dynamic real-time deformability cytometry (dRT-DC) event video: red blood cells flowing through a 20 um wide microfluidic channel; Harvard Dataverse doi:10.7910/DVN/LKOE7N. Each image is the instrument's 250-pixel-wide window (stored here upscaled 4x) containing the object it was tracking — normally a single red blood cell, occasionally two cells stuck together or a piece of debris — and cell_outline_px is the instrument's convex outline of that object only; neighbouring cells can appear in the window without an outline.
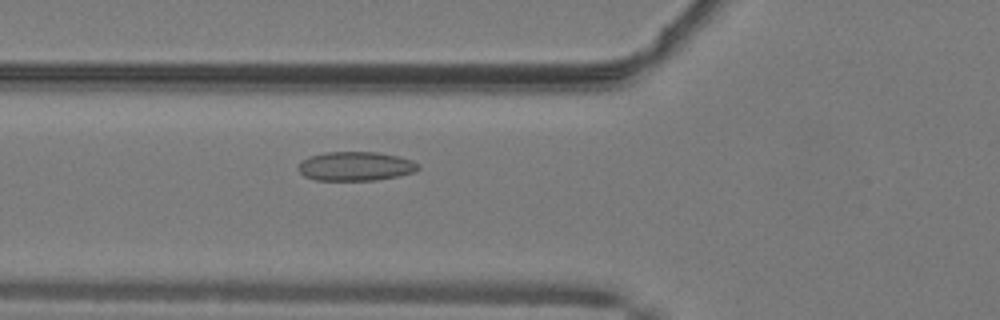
{"species": "common noctule bat (a hibernating species)", "species_latin": "Nyctalus noctula", "temperature_condition": "warm", "stored_images_in_passage": 43, "camera_frame_rate_fps": 3000, "um_per_image_px": 0.085, "animal": {"sex": "male", "body_mass_g": 19.2, "forearm_length_mm": 51.8}, "frame": {"image": 1, "passage_image": 11, "time_ms": 3.333, "image_size_px": [1000, 320], "cell_outline_px": [[420, 168], [412, 172], [396, 176], [376, 180], [316, 180], [304, 176], [296, 168], [308, 156], [324, 152], [376, 152], [400, 156], [412, 160], [420, 164]], "centroid_in_image_um": [30.22, 14.12], "position_along_channel_um": 95.6, "area_um2": 20.35}}
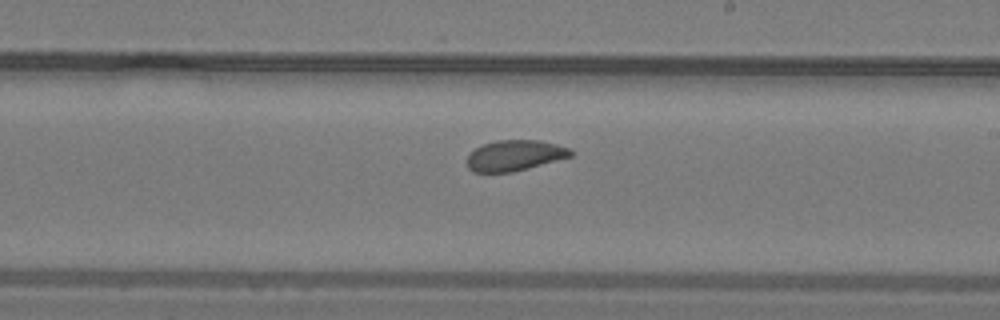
{"frame": {"image": 2, "passage_image": 22, "time_ms": 7.0, "image_size_px": [1000, 320], "cell_outline_px": [[576, 152], [572, 156], [528, 168], [512, 172], [472, 172], [468, 168], [468, 156], [476, 148], [484, 144], [496, 140], [540, 140], [556, 144], [568, 148]], "centroid_in_image_um": [43.78, 13.21], "position_along_channel_um": 245.2, "area_um2": 18.44}}
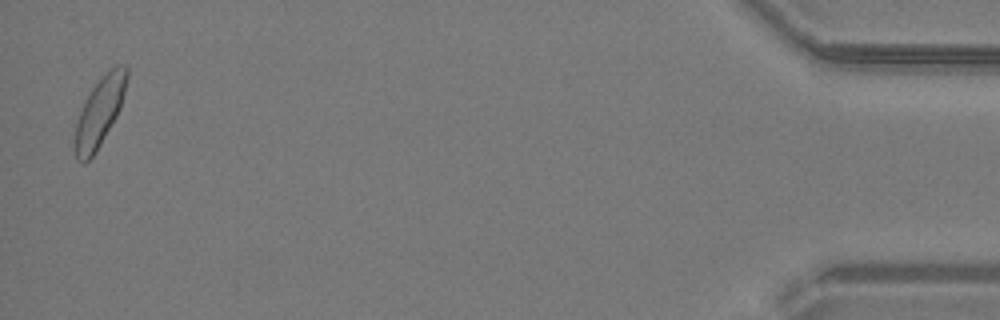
{"frame": {"image": 3, "passage_image": 42, "time_ms": 13.667, "image_size_px": [1000, 320], "cell_outline_px": [[128, 76], [120, 108], [116, 116], [96, 152], [84, 164], [76, 160], [76, 124], [84, 100], [92, 88], [116, 64], [128, 64]], "centroid_in_image_um": [8.49, 9.49], "position_along_channel_um": 426.7, "area_um2": 20.35}, "authors_computed_cell_mechanics": {"area_um2": 19.5942, "velocity_mm_per_s": 4.0641, "shape_relaxation_time_tau1_ms": 3.6968, "shape_relaxation_time_tau2_ms": 1.9192, "deformation_change_tau1": 0.0887, "deformation_change_tau2": 0.0558}}